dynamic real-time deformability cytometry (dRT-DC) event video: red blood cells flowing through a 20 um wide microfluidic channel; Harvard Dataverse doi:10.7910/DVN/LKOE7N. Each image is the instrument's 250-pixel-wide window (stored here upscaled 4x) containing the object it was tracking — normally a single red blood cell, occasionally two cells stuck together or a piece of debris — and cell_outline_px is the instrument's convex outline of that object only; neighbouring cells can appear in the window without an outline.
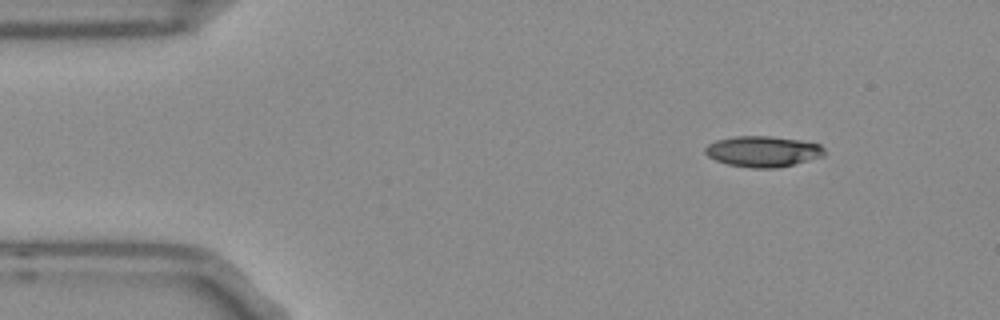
{"species": "Egyptian fruit bat (a non-hibernating species)", "species_latin": "Rousettus aegyptiacus", "temperature_condition": "room temperature", "stored_images_in_passage": 21, "camera_frame_rate_fps": 3000, "um_per_image_px": 0.085, "frame": {"image": 1, "passage_image": 1, "time_ms": 0.0, "image_size_px": [1000, 320], "cell_outline_px": [[816, 148], [788, 164], [740, 164], [724, 160], [732, 140], [784, 140], [816, 144]], "centroid_in_image_um": [65.18, 12.89], "position_along_channel_um": 19.8, "area_um2": 13.06}}
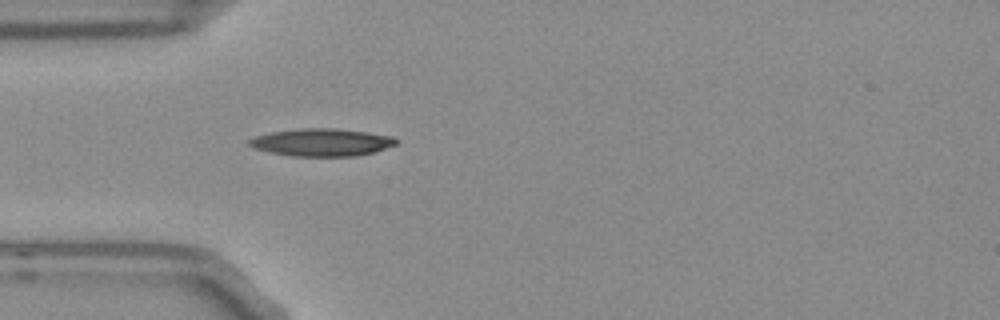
{"frame": {"image": 2, "passage_image": 10, "time_ms": 3.0, "image_size_px": [1000, 320], "cell_outline_px": [[392, 140], [376, 148], [364, 152], [292, 152], [304, 132], [348, 132], [372, 136]], "centroid_in_image_um": [28.7, 12.11], "position_along_channel_um": 56.3, "area_um2": 11.27}}